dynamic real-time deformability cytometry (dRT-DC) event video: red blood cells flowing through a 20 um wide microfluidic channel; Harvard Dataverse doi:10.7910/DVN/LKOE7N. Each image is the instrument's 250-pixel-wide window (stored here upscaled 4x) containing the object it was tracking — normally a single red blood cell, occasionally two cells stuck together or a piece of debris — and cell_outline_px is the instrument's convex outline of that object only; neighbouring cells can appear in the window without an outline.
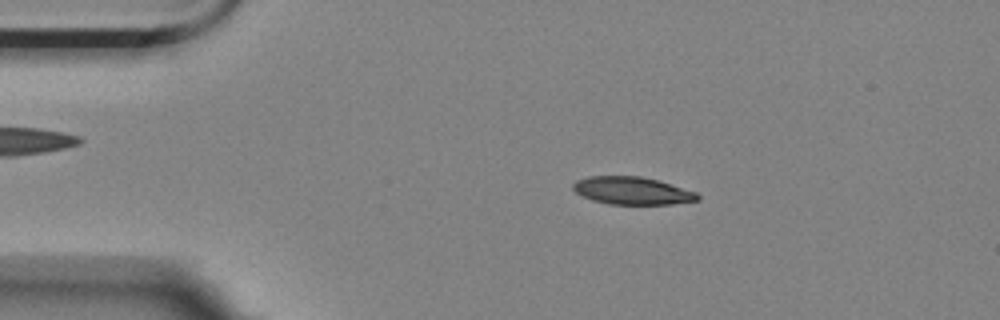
{"species": "Egyptian fruit bat (a non-hibernating species)", "species_latin": "Rousettus aegyptiacus", "temperature_condition": "room temperature", "stored_images_in_passage": 56, "camera_frame_rate_fps": 3000, "um_per_image_px": 0.085, "animal": {"sex": "female"}, "frame": {"image": 1, "passage_image": 10, "time_ms": 3.0, "image_size_px": [1000, 320], "cell_outline_px": [[700, 200], [672, 204], [608, 204], [592, 200], [580, 196], [572, 188], [572, 184], [576, 180], [588, 176], [640, 176], [656, 180], [696, 192], [700, 196]], "centroid_in_image_um": [53.69, 16.21], "position_along_channel_um": 31.3, "area_um2": 20.06}}
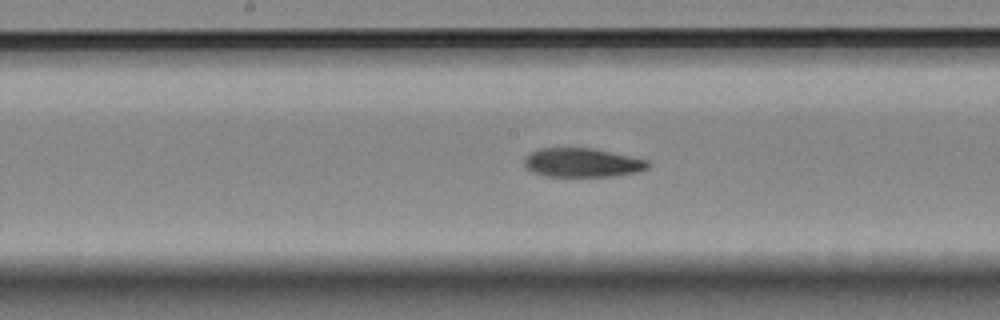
{"frame": {"image": 2, "passage_image": 28, "time_ms": 9.0, "image_size_px": [1000, 320], "cell_outline_px": [[648, 168], [636, 172], [612, 176], [544, 176], [532, 172], [524, 168], [524, 160], [532, 152], [540, 148], [592, 148], [648, 160]], "centroid_in_image_um": [49.45, 13.83], "position_along_channel_um": 198.7, "area_um2": 20.69}}
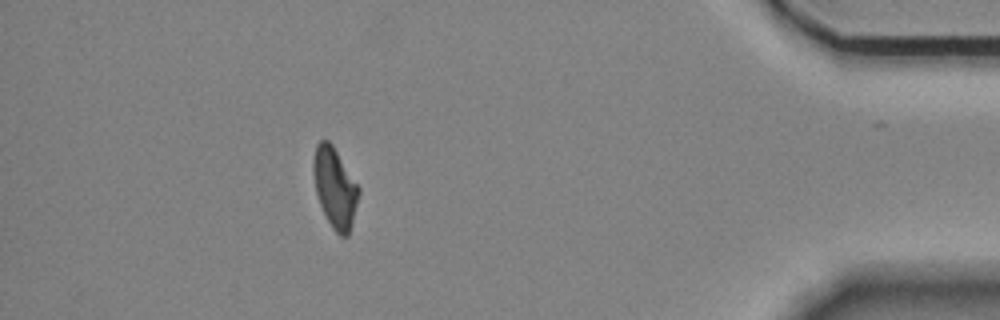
{"frame": {"image": 3, "passage_image": 50, "time_ms": 16.333, "image_size_px": [1000, 320], "cell_outline_px": [[360, 192], [352, 224], [348, 236], [340, 236], [332, 228], [320, 204], [316, 192], [312, 172], [312, 160], [316, 144], [320, 140], [328, 140], [332, 144], [360, 188]], "centroid_in_image_um": [28.45, 15.94], "position_along_channel_um": 406.7, "area_um2": 21.15}, "authors_computed_cell_mechanics": {"area_um2": 21.1548, "velocity_mm_per_s": 3.5175, "shape_relaxation_time_tau1_ms": null, "shape_relaxation_time_tau2_ms": 9.0245, "deformation_change_tau1": null, "deformation_change_tau2": 0.1597}}